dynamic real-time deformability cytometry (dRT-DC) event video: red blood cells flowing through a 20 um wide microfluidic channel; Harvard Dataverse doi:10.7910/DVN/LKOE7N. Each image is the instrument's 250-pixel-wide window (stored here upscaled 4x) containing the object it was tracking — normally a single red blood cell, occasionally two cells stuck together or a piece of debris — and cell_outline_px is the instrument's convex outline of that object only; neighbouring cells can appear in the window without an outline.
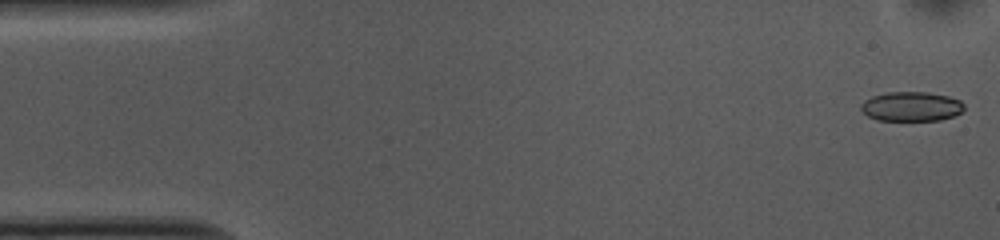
{"species": "common noctule bat (a hibernating species)", "species_latin": "Nyctalus noctula", "temperature_condition": "cold", "stored_images_in_passage": 53, "camera_frame_rate_fps": 3000, "um_per_image_px": 0.085, "animal": {"sex": "female", "body_mass_g": 10.0, "forearm_length_mm": 53.1}, "frame": {"image": 1, "passage_image": 1, "time_ms": 0.0, "image_size_px": [1000, 240], "cell_outline_px": [[964, 108], [960, 112], [952, 116], [940, 120], [876, 120], [868, 116], [860, 108], [860, 104], [864, 100], [872, 96], [888, 92], [928, 92], [948, 96], [960, 100], [964, 104]], "centroid_in_image_um": [77.44, 9.04], "position_along_channel_um": 7.6, "area_um2": 17.69}}
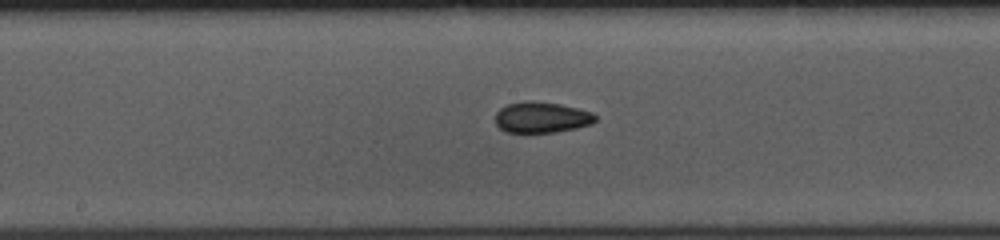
{"frame": {"image": 2, "passage_image": 26, "time_ms": 8.333, "image_size_px": [1000, 240], "cell_outline_px": [[596, 120], [592, 124], [576, 128], [556, 132], [508, 132], [500, 128], [496, 124], [496, 112], [500, 108], [508, 104], [524, 100], [532, 100], [560, 104], [592, 112], [596, 116]], "centroid_in_image_um": [46.03, 9.96], "position_along_channel_um": 202.2, "area_um2": 18.03}}
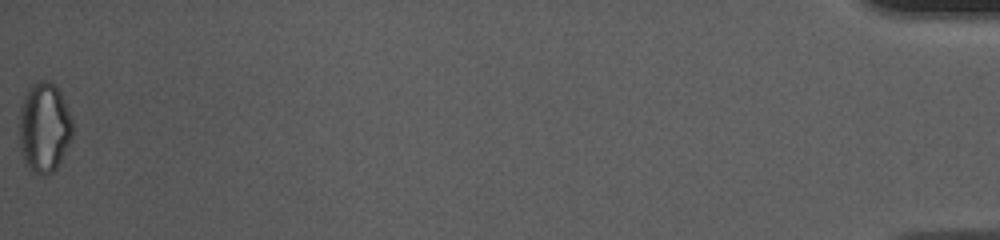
{"frame": {"image": 3, "passage_image": 53, "time_ms": 17.333, "image_size_px": [1000, 240], "cell_outline_px": [[72, 136], [56, 168], [52, 172], [44, 176], [36, 172], [24, 164], [20, 148], [20, 108], [24, 96], [28, 88], [32, 84], [40, 80], [48, 80], [60, 92], [72, 120]], "centroid_in_image_um": [3.74, 10.83], "position_along_channel_um": 431.5, "area_um2": 27.57}, "authors_computed_cell_mechanics": {"area_um2": 18.5538, "velocity_mm_per_s": 3.6985, "shape_relaxation_time_tau1_ms": 3.977, "shape_relaxation_time_tau2_ms": 8.376, "deformation_change_tau1": 0.0912, "deformation_change_tau2": 0.1114}}